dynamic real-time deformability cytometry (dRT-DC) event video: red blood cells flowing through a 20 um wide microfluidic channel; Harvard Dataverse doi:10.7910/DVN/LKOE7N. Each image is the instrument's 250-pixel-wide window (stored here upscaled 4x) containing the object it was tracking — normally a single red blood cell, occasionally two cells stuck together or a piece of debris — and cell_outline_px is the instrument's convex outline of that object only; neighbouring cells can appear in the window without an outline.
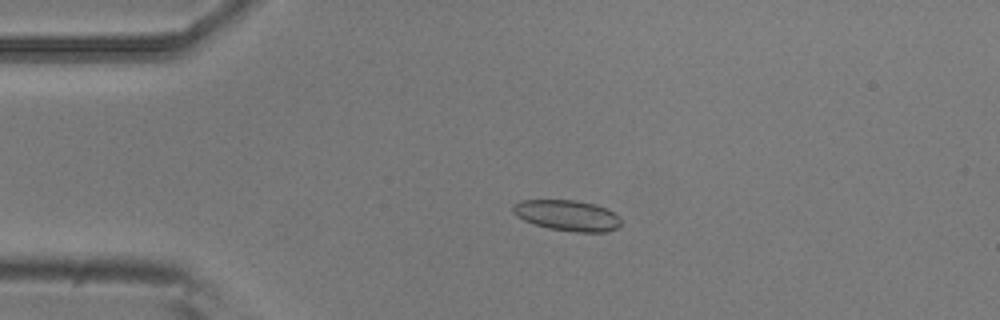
{"species": "common noctule bat (a hibernating species)", "species_latin": "Nyctalus noctula", "temperature_condition": "room temperature", "stored_images_in_passage": 5, "camera_frame_rate_fps": 3000, "um_per_image_px": 0.085, "animal": {"sex": "male", "body_mass_g": 20.5, "forearm_length_mm": 52.5}, "frame": {"image": 1, "passage_image": 4, "time_ms": 1.0, "image_size_px": [1000, 320], "cell_outline_px": [[620, 228], [604, 232], [576, 232], [548, 228], [524, 220], [512, 212], [512, 208], [520, 200], [576, 200], [596, 204], [620, 216]], "centroid_in_image_um": [48.25, 18.31], "position_along_channel_um": 36.7, "area_um2": 19.31}}